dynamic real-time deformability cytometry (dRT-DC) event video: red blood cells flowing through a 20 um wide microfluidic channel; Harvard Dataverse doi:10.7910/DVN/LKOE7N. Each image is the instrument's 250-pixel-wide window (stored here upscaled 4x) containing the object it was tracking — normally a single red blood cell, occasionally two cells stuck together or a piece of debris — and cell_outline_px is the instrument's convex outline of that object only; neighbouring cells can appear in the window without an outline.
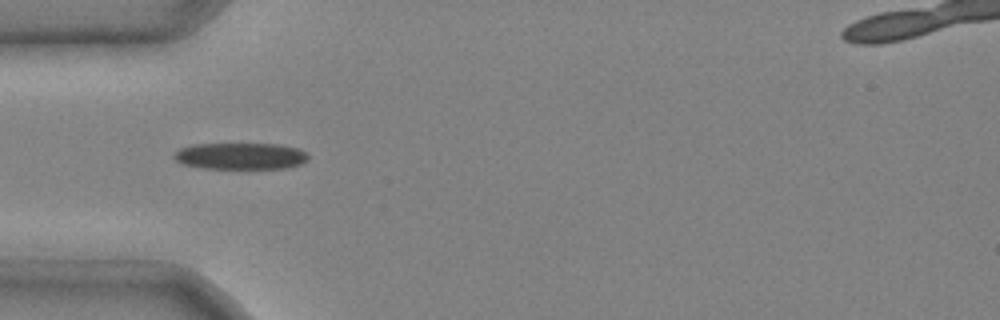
{"species": "common noctule bat (a hibernating species)", "species_latin": "Nyctalus noctula", "temperature_condition": "cold", "stored_images_in_passage": 2, "camera_frame_rate_fps": 3000, "um_per_image_px": 0.085, "animal": {"sex": "male", "body_mass_g": 20.4}, "frame": {"image": 1, "passage_image": 1, "time_ms": 0.0, "image_size_px": [1000, 320], "cell_outline_px": [[308, 160], [300, 164], [288, 168], [204, 168], [184, 164], [176, 160], [172, 156], [180, 148], [192, 144], [276, 144], [300, 148], [308, 152]], "centroid_in_image_um": [20.49, 13.26], "position_along_channel_um": 64.5, "area_um2": 20.81}}
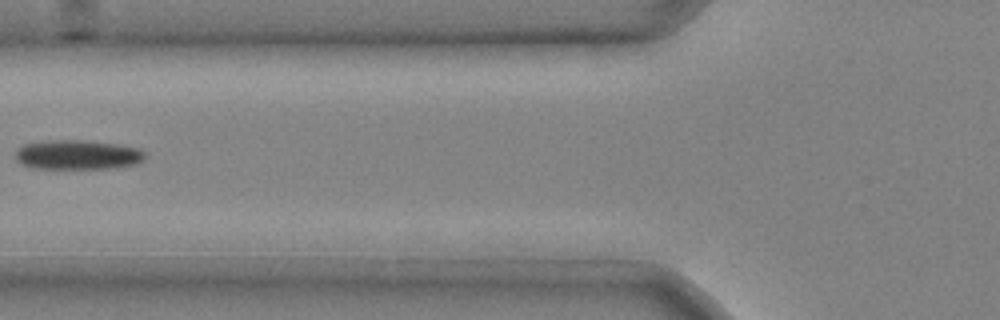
{"frame": {"image": 2, "passage_image": 2, "time_ms": 0.333, "image_size_px": [1000, 320], "cell_outline_px": [[144, 160], [136, 164], [116, 168], [32, 168], [20, 164], [16, 160], [16, 152], [24, 144], [48, 140], [84, 140], [120, 144], [140, 148], [144, 152]], "centroid_in_image_um": [6.62, 13.15], "position_along_channel_um": 119.2, "area_um2": 22.43}}